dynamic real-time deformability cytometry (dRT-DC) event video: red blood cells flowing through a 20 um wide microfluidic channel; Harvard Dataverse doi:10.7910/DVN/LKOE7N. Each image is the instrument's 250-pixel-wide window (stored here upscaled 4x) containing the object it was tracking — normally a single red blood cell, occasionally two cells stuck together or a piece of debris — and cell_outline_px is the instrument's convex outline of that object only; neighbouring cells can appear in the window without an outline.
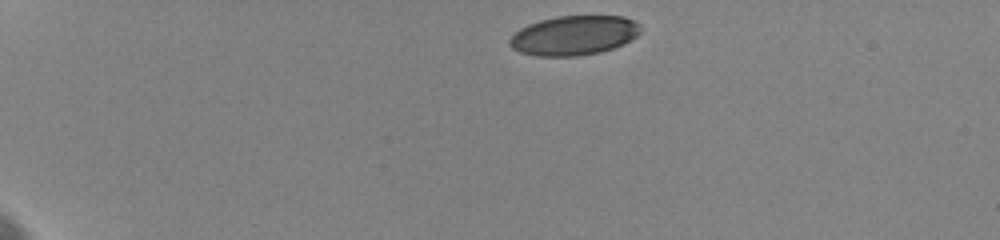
{"species": "human", "species_latin": "Homo sapiens", "temperature_condition": "cold", "stored_images_in_passage": 12, "camera_frame_rate_fps": 3000, "um_per_image_px": 0.085, "donor": {"sex": "female"}, "frame": {"image": 1, "passage_image": 1, "time_ms": 0.0, "image_size_px": [1000, 240], "cell_outline_px": [[640, 32], [636, 36], [624, 44], [600, 52], [576, 56], [536, 56], [520, 52], [512, 48], [508, 44], [508, 40], [520, 28], [528, 24], [540, 20], [556, 16], [624, 16], [640, 24]], "centroid_in_image_um": [48.77, 3.01], "position_along_channel_um": 36.2, "area_um2": 30.17}}